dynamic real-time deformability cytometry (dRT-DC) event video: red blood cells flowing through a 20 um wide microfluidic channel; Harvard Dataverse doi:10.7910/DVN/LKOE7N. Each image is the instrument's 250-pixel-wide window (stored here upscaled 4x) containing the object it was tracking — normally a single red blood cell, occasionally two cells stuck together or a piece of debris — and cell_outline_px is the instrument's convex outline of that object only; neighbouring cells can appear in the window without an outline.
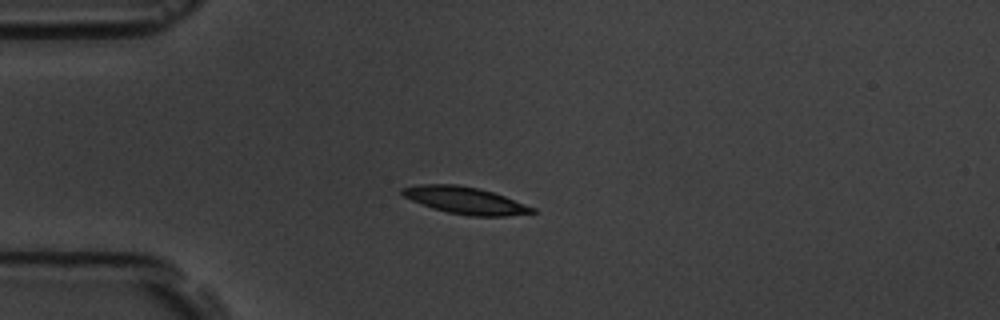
{"species": "common noctule bat (a hibernating species)", "species_latin": "Nyctalus noctula", "temperature_condition": "room temperature", "stored_images_in_passage": 9, "camera_frame_rate_fps": 3000, "um_per_image_px": 0.085, "animal": {"sex": "male", "body_mass_g": 19.5, "forearm_length_mm": 54.6}, "frame": {"image": 1, "passage_image": 3, "time_ms": 3.333, "image_size_px": [1000, 320], "cell_outline_px": [[536, 212], [508, 216], [468, 216], [448, 212], [432, 208], [412, 200], [404, 196], [400, 192], [400, 188], [416, 184], [456, 184], [480, 188], [504, 196], [536, 208]], "centroid_in_image_um": [39.53, 17.02], "position_along_channel_um": 45.5, "area_um2": 20.52}}
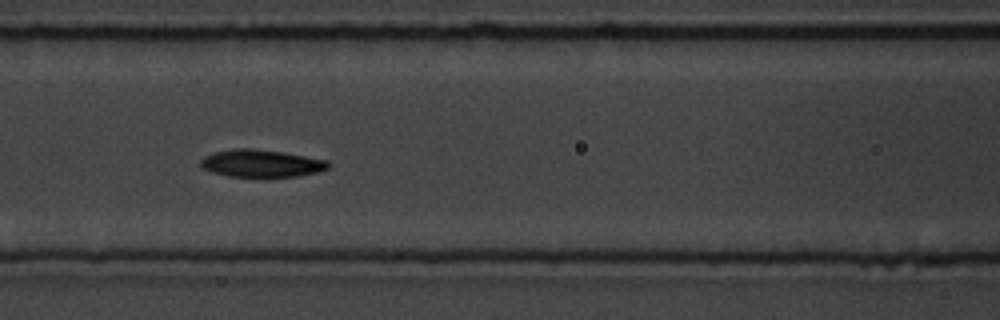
{"frame": {"image": 2, "passage_image": 6, "time_ms": 6.667, "image_size_px": [1000, 320], "cell_outline_px": [[332, 164], [328, 168], [316, 172], [300, 176], [264, 180], [228, 176], [212, 172], [204, 168], [200, 164], [200, 160], [204, 156], [212, 152], [232, 148], [252, 148], [284, 152], [328, 160]], "centroid_in_image_um": [22.22, 13.92], "position_along_channel_um": 144.4, "area_um2": 21.5}}
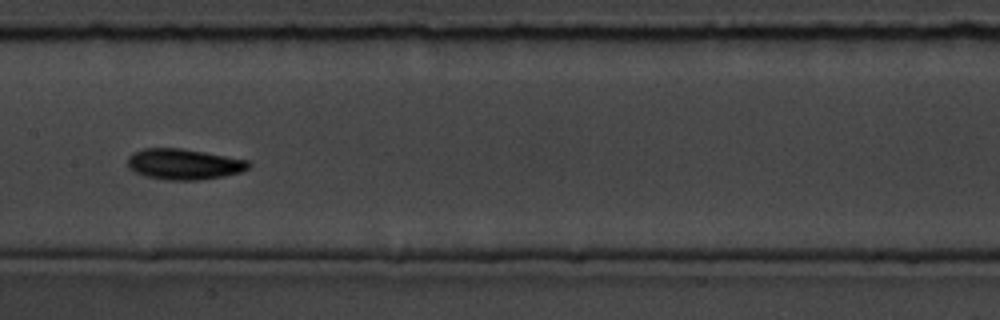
{"frame": {"image": 3, "passage_image": 7, "time_ms": 8.0, "image_size_px": [1000, 320], "cell_outline_px": [[252, 164], [248, 168], [240, 172], [224, 176], [200, 180], [168, 180], [144, 176], [128, 168], [128, 156], [144, 148], [180, 148], [204, 152], [248, 160]], "centroid_in_image_um": [15.63, 13.96], "position_along_channel_um": 191.8, "area_um2": 21.62}}